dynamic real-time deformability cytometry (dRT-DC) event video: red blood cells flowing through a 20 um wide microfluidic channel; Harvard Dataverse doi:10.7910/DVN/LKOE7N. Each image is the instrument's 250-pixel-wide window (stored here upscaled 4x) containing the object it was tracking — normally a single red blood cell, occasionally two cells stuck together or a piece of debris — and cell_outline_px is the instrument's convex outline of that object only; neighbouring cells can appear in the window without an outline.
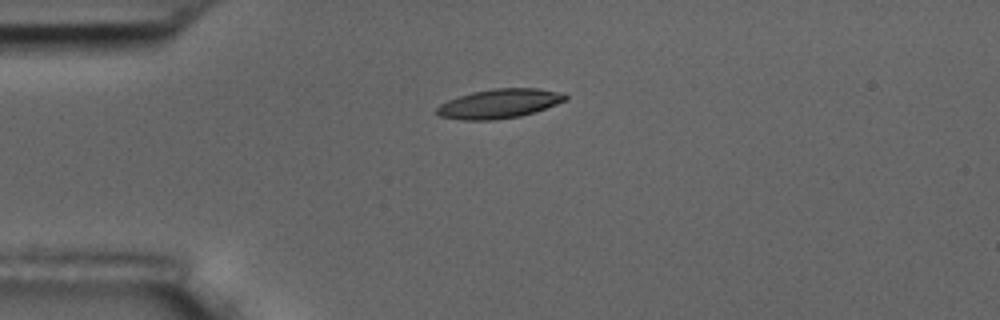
{"species": "common noctule bat (a hibernating species)", "species_latin": "Nyctalus noctula", "temperature_condition": "room temperature", "stored_images_in_passage": 11, "camera_frame_rate_fps": 3000, "um_per_image_px": 0.085, "animal": {"sex": "male", "body_mass_g": 17.5, "forearm_length_mm": 52.3}, "frame": {"image": 1, "passage_image": 4, "time_ms": 4.333, "image_size_px": [1000, 320], "cell_outline_px": [[568, 100], [520, 116], [496, 120], [460, 120], [440, 116], [436, 112], [436, 108], [440, 104], [448, 100], [472, 92], [492, 88], [536, 88], [564, 92], [568, 96]], "centroid_in_image_um": [42.45, 8.8], "position_along_channel_um": 42.6, "area_um2": 21.96}}
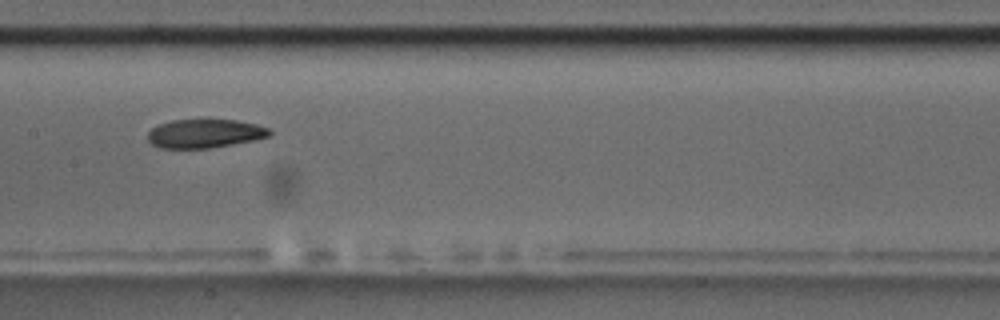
{"frame": {"image": 2, "passage_image": 8, "time_ms": 9.0, "image_size_px": [1000, 320], "cell_outline_px": [[272, 132], [268, 136], [252, 140], [232, 144], [208, 148], [160, 148], [152, 144], [148, 140], [148, 132], [152, 128], [160, 124], [172, 120], [236, 120], [256, 124], [268, 128]], "centroid_in_image_um": [17.38, 11.35], "position_along_channel_um": 190.0, "area_um2": 20.11}}
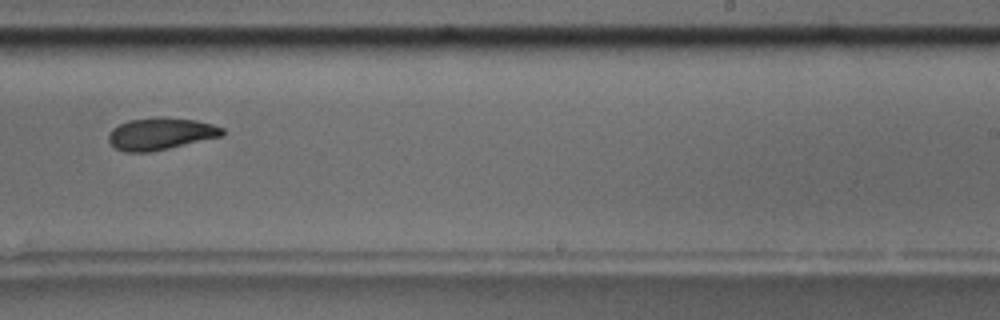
{"frame": {"image": 3, "passage_image": 10, "time_ms": 11.333, "image_size_px": [1000, 320], "cell_outline_px": [[224, 136], [168, 148], [148, 152], [124, 152], [116, 148], [108, 140], [108, 136], [112, 128], [128, 120], [156, 116], [164, 116], [196, 120], [212, 124], [224, 128]], "centroid_in_image_um": [13.67, 11.35], "position_along_channel_um": 275.3, "area_um2": 21.44}}